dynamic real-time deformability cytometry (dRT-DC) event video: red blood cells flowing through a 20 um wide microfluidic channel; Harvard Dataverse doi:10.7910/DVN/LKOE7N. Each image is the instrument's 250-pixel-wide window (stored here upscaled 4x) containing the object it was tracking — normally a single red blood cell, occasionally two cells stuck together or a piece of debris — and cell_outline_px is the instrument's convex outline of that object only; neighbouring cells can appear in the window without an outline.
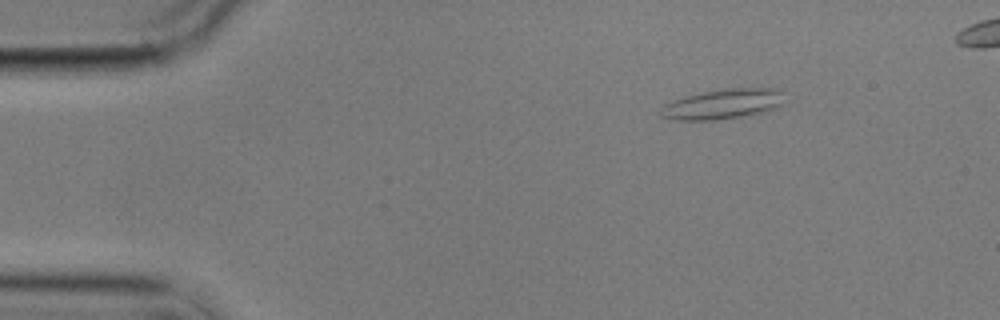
{"species": "common noctule bat (a hibernating species)", "species_latin": "Nyctalus noctula", "temperature_condition": "cold", "stored_images_in_passage": 6, "camera_frame_rate_fps": 3000, "um_per_image_px": 0.085, "animal": {"sex": "male", "body_mass_g": 17.9}, "frame": {"image": 1, "passage_image": 3, "time_ms": 2.333, "image_size_px": [1000, 320], "cell_outline_px": [[780, 104], [772, 108], [760, 112], [740, 116], [716, 120], [676, 120], [660, 116], [660, 108], [664, 104], [684, 96], [704, 92], [728, 88], [776, 88], [780, 92]], "centroid_in_image_um": [61.32, 8.85], "position_along_channel_um": 23.7, "area_um2": 21.1}}